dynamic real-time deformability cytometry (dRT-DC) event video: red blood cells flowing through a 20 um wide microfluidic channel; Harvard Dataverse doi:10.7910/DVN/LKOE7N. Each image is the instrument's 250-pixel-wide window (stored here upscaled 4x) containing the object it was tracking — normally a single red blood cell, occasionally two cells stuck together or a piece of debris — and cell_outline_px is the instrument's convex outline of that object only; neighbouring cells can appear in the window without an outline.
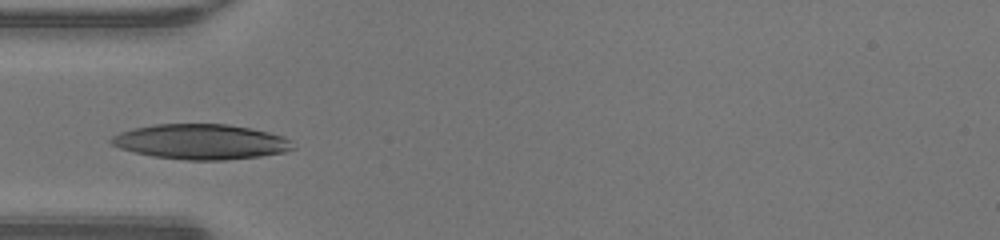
{"species": "human", "species_latin": "Homo sapiens", "temperature_condition": "warm", "stored_images_in_passage": 26, "camera_frame_rate_fps": 3000, "um_per_image_px": 0.085, "donor": {"sex": "male"}, "frame": {"image": 1, "passage_image": 1, "time_ms": 0.0, "image_size_px": [1000, 240], "cell_outline_px": [[296, 148], [284, 152], [260, 156], [224, 160], [188, 160], [152, 156], [120, 148], [112, 144], [108, 140], [112, 136], [120, 132], [132, 128], [156, 124], [228, 124], [268, 132], [284, 136]], "centroid_in_image_um": [17.06, 12.04], "position_along_channel_um": 67.9, "area_um2": 37.05}}
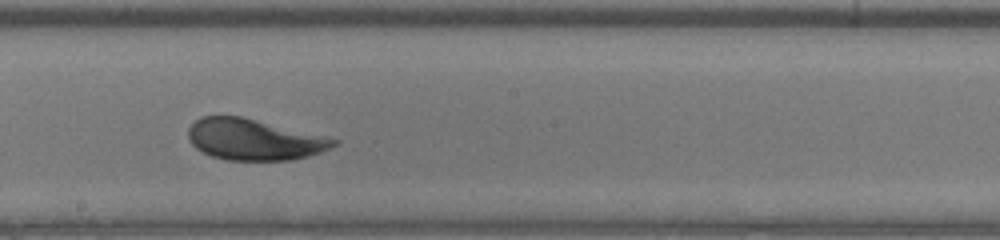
{"frame": {"image": 2, "passage_image": 12, "time_ms": 3.667, "image_size_px": [1000, 240], "cell_outline_px": [[340, 140], [336, 144], [320, 152], [308, 156], [292, 160], [228, 160], [212, 156], [196, 148], [192, 144], [188, 136], [188, 128], [200, 116], [240, 116]], "centroid_in_image_um": [21.55, 11.86], "position_along_channel_um": 226.6, "area_um2": 34.33}}
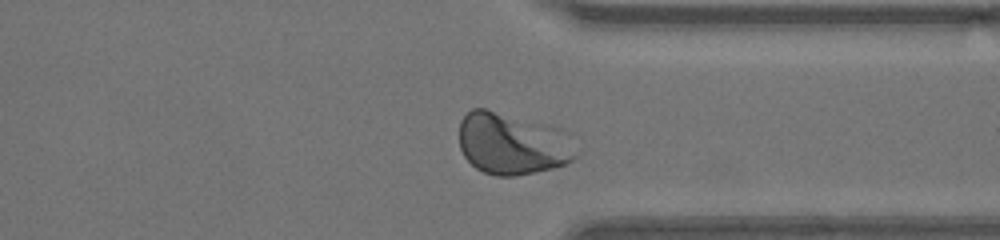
{"frame": {"image": 3, "passage_image": 22, "time_ms": 7.0, "image_size_px": [1000, 240], "cell_outline_px": [[576, 156], [572, 160], [564, 164], [552, 168], [536, 172], [516, 176], [496, 176], [484, 172], [476, 168], [464, 156], [460, 148], [460, 120], [472, 108], [484, 108], [492, 112]], "centroid_in_image_um": [43.01, 12.43], "position_along_channel_um": 368.4, "area_um2": 34.97}, "authors_computed_cell_mechanics": {"area_um2": 35.4892, "velocity_mm_per_s": 4.3062, "shape_relaxation_time_tau1_ms": 2.8052, "shape_relaxation_time_tau2_ms": 2.1687, "deformation_change_tau1": 0.1379, "deformation_change_tau2": 0.0808}}